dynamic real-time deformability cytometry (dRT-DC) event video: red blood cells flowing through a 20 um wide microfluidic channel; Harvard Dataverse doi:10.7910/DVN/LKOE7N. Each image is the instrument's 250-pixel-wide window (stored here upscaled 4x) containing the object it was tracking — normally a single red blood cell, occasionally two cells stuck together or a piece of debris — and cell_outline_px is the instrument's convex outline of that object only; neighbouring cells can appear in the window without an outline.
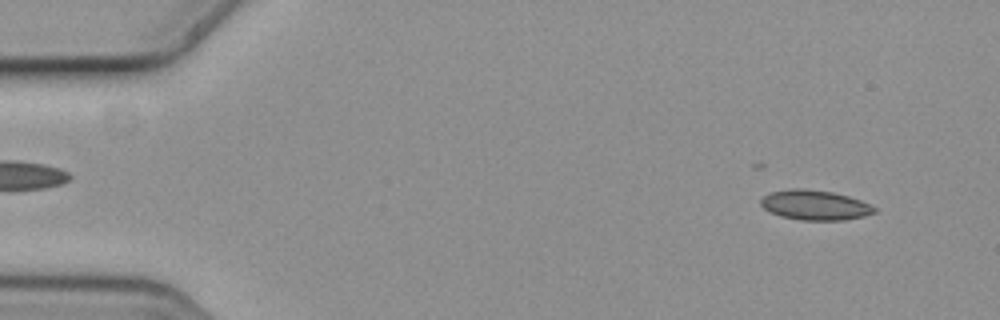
{"species": "common noctule bat (a hibernating species)", "species_latin": "Nyctalus noctula", "temperature_condition": "cold", "stored_images_in_passage": 4, "segment_of_instrument_passage": [1, 2], "camera_frame_rate_fps": 3000, "um_per_image_px": 0.085, "animal": {"sex": "female", "body_mass_g": 19.3, "forearm_length_mm": 54.1}, "frame": {"image": 1, "passage_image": 1, "time_ms": 0.0, "image_size_px": [1000, 320], "cell_outline_px": [[876, 212], [864, 216], [844, 220], [800, 220], [780, 216], [768, 212], [760, 204], [760, 200], [764, 196], [772, 192], [792, 188], [804, 188], [832, 192], [848, 196], [860, 200], [876, 208]], "centroid_in_image_um": [69.24, 17.43], "position_along_channel_um": 15.8, "area_um2": 19.77}}